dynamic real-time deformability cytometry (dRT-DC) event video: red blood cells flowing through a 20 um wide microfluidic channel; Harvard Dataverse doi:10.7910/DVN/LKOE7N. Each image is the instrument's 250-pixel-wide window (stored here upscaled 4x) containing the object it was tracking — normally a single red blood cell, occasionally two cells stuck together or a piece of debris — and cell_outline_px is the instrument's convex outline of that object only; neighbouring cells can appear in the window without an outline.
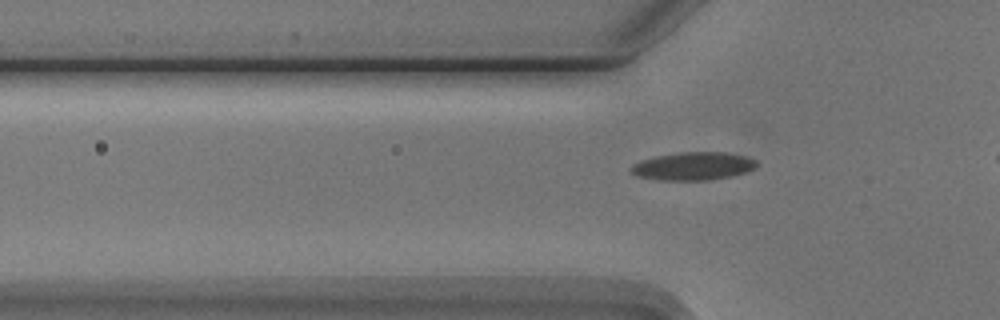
{"species": "Egyptian fruit bat (a non-hibernating species)", "species_latin": "Rousettus aegyptiacus", "temperature_condition": "cold", "stored_images_in_passage": 3, "camera_frame_rate_fps": 3000, "um_per_image_px": 0.085, "animal": {"sex": "male"}, "frame": {"image": 1, "passage_image": 3, "time_ms": 3.333, "image_size_px": [1000, 320], "cell_outline_px": [[756, 168], [748, 172], [732, 176], [708, 180], [656, 180], [636, 176], [628, 172], [628, 168], [632, 164], [640, 160], [680, 152], [724, 152], [748, 156], [756, 160]], "centroid_in_image_um": [58.9, 14.13], "position_along_channel_um": 66.9, "area_um2": 20.81}}